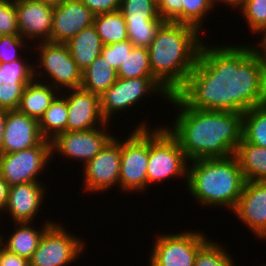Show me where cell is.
Masks as SVG:
<instances>
[{"instance_id": "12", "label": "cell", "mask_w": 266, "mask_h": 266, "mask_svg": "<svg viewBox=\"0 0 266 266\" xmlns=\"http://www.w3.org/2000/svg\"><path fill=\"white\" fill-rule=\"evenodd\" d=\"M121 164V143L112 137L101 151L84 164L85 189L100 191L119 182Z\"/></svg>"}, {"instance_id": "9", "label": "cell", "mask_w": 266, "mask_h": 266, "mask_svg": "<svg viewBox=\"0 0 266 266\" xmlns=\"http://www.w3.org/2000/svg\"><path fill=\"white\" fill-rule=\"evenodd\" d=\"M207 241L199 231L161 235L154 244L149 265L194 266L196 254Z\"/></svg>"}, {"instance_id": "2", "label": "cell", "mask_w": 266, "mask_h": 266, "mask_svg": "<svg viewBox=\"0 0 266 266\" xmlns=\"http://www.w3.org/2000/svg\"><path fill=\"white\" fill-rule=\"evenodd\" d=\"M168 100L181 111L173 130L166 129L178 141L189 162L235 154L242 139V112L189 108L175 94Z\"/></svg>"}, {"instance_id": "19", "label": "cell", "mask_w": 266, "mask_h": 266, "mask_svg": "<svg viewBox=\"0 0 266 266\" xmlns=\"http://www.w3.org/2000/svg\"><path fill=\"white\" fill-rule=\"evenodd\" d=\"M24 63L22 59L0 63V109H18L26 85L36 79L35 68Z\"/></svg>"}, {"instance_id": "33", "label": "cell", "mask_w": 266, "mask_h": 266, "mask_svg": "<svg viewBox=\"0 0 266 266\" xmlns=\"http://www.w3.org/2000/svg\"><path fill=\"white\" fill-rule=\"evenodd\" d=\"M181 4H183V24L200 30L202 18H205L207 12L212 9V0H181Z\"/></svg>"}, {"instance_id": "3", "label": "cell", "mask_w": 266, "mask_h": 266, "mask_svg": "<svg viewBox=\"0 0 266 266\" xmlns=\"http://www.w3.org/2000/svg\"><path fill=\"white\" fill-rule=\"evenodd\" d=\"M199 30L191 25L164 22L149 45L153 77L172 95L185 83L199 57Z\"/></svg>"}, {"instance_id": "17", "label": "cell", "mask_w": 266, "mask_h": 266, "mask_svg": "<svg viewBox=\"0 0 266 266\" xmlns=\"http://www.w3.org/2000/svg\"><path fill=\"white\" fill-rule=\"evenodd\" d=\"M233 213L257 237L266 238V181H245Z\"/></svg>"}, {"instance_id": "40", "label": "cell", "mask_w": 266, "mask_h": 266, "mask_svg": "<svg viewBox=\"0 0 266 266\" xmlns=\"http://www.w3.org/2000/svg\"><path fill=\"white\" fill-rule=\"evenodd\" d=\"M0 236V266H30L29 260L16 255L2 247L3 243Z\"/></svg>"}, {"instance_id": "4", "label": "cell", "mask_w": 266, "mask_h": 266, "mask_svg": "<svg viewBox=\"0 0 266 266\" xmlns=\"http://www.w3.org/2000/svg\"><path fill=\"white\" fill-rule=\"evenodd\" d=\"M192 164L186 180L191 195L202 204L234 210L245 183L237 157L196 159Z\"/></svg>"}, {"instance_id": "30", "label": "cell", "mask_w": 266, "mask_h": 266, "mask_svg": "<svg viewBox=\"0 0 266 266\" xmlns=\"http://www.w3.org/2000/svg\"><path fill=\"white\" fill-rule=\"evenodd\" d=\"M119 11L125 22L164 21L153 0H121Z\"/></svg>"}, {"instance_id": "45", "label": "cell", "mask_w": 266, "mask_h": 266, "mask_svg": "<svg viewBox=\"0 0 266 266\" xmlns=\"http://www.w3.org/2000/svg\"><path fill=\"white\" fill-rule=\"evenodd\" d=\"M40 1L44 2L45 4L57 6V5L64 3L67 0H40Z\"/></svg>"}, {"instance_id": "1", "label": "cell", "mask_w": 266, "mask_h": 266, "mask_svg": "<svg viewBox=\"0 0 266 266\" xmlns=\"http://www.w3.org/2000/svg\"><path fill=\"white\" fill-rule=\"evenodd\" d=\"M175 95L189 108L246 112L266 104V58L253 47H205Z\"/></svg>"}, {"instance_id": "35", "label": "cell", "mask_w": 266, "mask_h": 266, "mask_svg": "<svg viewBox=\"0 0 266 266\" xmlns=\"http://www.w3.org/2000/svg\"><path fill=\"white\" fill-rule=\"evenodd\" d=\"M14 0H0V35H20Z\"/></svg>"}, {"instance_id": "42", "label": "cell", "mask_w": 266, "mask_h": 266, "mask_svg": "<svg viewBox=\"0 0 266 266\" xmlns=\"http://www.w3.org/2000/svg\"><path fill=\"white\" fill-rule=\"evenodd\" d=\"M8 110L0 109V154L2 151L3 135L5 128V119Z\"/></svg>"}, {"instance_id": "31", "label": "cell", "mask_w": 266, "mask_h": 266, "mask_svg": "<svg viewBox=\"0 0 266 266\" xmlns=\"http://www.w3.org/2000/svg\"><path fill=\"white\" fill-rule=\"evenodd\" d=\"M165 21L126 22L128 40L134 47L148 48Z\"/></svg>"}, {"instance_id": "14", "label": "cell", "mask_w": 266, "mask_h": 266, "mask_svg": "<svg viewBox=\"0 0 266 266\" xmlns=\"http://www.w3.org/2000/svg\"><path fill=\"white\" fill-rule=\"evenodd\" d=\"M94 16L80 0H67L54 6L51 42L67 43L81 30L93 25Z\"/></svg>"}, {"instance_id": "22", "label": "cell", "mask_w": 266, "mask_h": 266, "mask_svg": "<svg viewBox=\"0 0 266 266\" xmlns=\"http://www.w3.org/2000/svg\"><path fill=\"white\" fill-rule=\"evenodd\" d=\"M51 87L50 84L47 86L43 82L33 79L24 89L18 110L39 121L57 97L55 88Z\"/></svg>"}, {"instance_id": "10", "label": "cell", "mask_w": 266, "mask_h": 266, "mask_svg": "<svg viewBox=\"0 0 266 266\" xmlns=\"http://www.w3.org/2000/svg\"><path fill=\"white\" fill-rule=\"evenodd\" d=\"M151 91L161 92V96L163 94L165 99L171 96L154 77L118 78L108 90L100 95L102 115L109 122L113 113L133 106L141 97Z\"/></svg>"}, {"instance_id": "44", "label": "cell", "mask_w": 266, "mask_h": 266, "mask_svg": "<svg viewBox=\"0 0 266 266\" xmlns=\"http://www.w3.org/2000/svg\"><path fill=\"white\" fill-rule=\"evenodd\" d=\"M220 1H223V2H226L228 5H231L233 8L234 7H242V5L244 4V1L245 0H220ZM219 0H216V1H214V0H212V2H213V4L215 3V2H220Z\"/></svg>"}, {"instance_id": "21", "label": "cell", "mask_w": 266, "mask_h": 266, "mask_svg": "<svg viewBox=\"0 0 266 266\" xmlns=\"http://www.w3.org/2000/svg\"><path fill=\"white\" fill-rule=\"evenodd\" d=\"M66 45L81 71L85 70L100 55L103 47L94 25L81 30Z\"/></svg>"}, {"instance_id": "39", "label": "cell", "mask_w": 266, "mask_h": 266, "mask_svg": "<svg viewBox=\"0 0 266 266\" xmlns=\"http://www.w3.org/2000/svg\"><path fill=\"white\" fill-rule=\"evenodd\" d=\"M94 15L119 10L121 0H80Z\"/></svg>"}, {"instance_id": "36", "label": "cell", "mask_w": 266, "mask_h": 266, "mask_svg": "<svg viewBox=\"0 0 266 266\" xmlns=\"http://www.w3.org/2000/svg\"><path fill=\"white\" fill-rule=\"evenodd\" d=\"M134 47L133 43L129 40L113 43L110 45H103L101 55L107 62L116 70L120 67L127 54L130 53Z\"/></svg>"}, {"instance_id": "46", "label": "cell", "mask_w": 266, "mask_h": 266, "mask_svg": "<svg viewBox=\"0 0 266 266\" xmlns=\"http://www.w3.org/2000/svg\"><path fill=\"white\" fill-rule=\"evenodd\" d=\"M156 4H158L161 0H153Z\"/></svg>"}, {"instance_id": "11", "label": "cell", "mask_w": 266, "mask_h": 266, "mask_svg": "<svg viewBox=\"0 0 266 266\" xmlns=\"http://www.w3.org/2000/svg\"><path fill=\"white\" fill-rule=\"evenodd\" d=\"M38 47L40 65L45 68L46 74L53 78L52 86H55V89L58 86L69 89L81 88L82 71L73 60L66 43L42 40Z\"/></svg>"}, {"instance_id": "8", "label": "cell", "mask_w": 266, "mask_h": 266, "mask_svg": "<svg viewBox=\"0 0 266 266\" xmlns=\"http://www.w3.org/2000/svg\"><path fill=\"white\" fill-rule=\"evenodd\" d=\"M61 225L52 224L43 234L29 260L30 266H66L82 254L84 243L65 232Z\"/></svg>"}, {"instance_id": "23", "label": "cell", "mask_w": 266, "mask_h": 266, "mask_svg": "<svg viewBox=\"0 0 266 266\" xmlns=\"http://www.w3.org/2000/svg\"><path fill=\"white\" fill-rule=\"evenodd\" d=\"M245 181H266V148L241 139L234 154Z\"/></svg>"}, {"instance_id": "25", "label": "cell", "mask_w": 266, "mask_h": 266, "mask_svg": "<svg viewBox=\"0 0 266 266\" xmlns=\"http://www.w3.org/2000/svg\"><path fill=\"white\" fill-rule=\"evenodd\" d=\"M29 223L30 222H16L15 224L19 225L18 227L20 228L15 227L16 231L11 234L8 241L5 242L3 246L8 251L28 260L31 259L34 251L37 249L44 232L53 222L46 223L41 231H37L30 227Z\"/></svg>"}, {"instance_id": "34", "label": "cell", "mask_w": 266, "mask_h": 266, "mask_svg": "<svg viewBox=\"0 0 266 266\" xmlns=\"http://www.w3.org/2000/svg\"><path fill=\"white\" fill-rule=\"evenodd\" d=\"M241 8L251 31L257 33L266 24V0H245Z\"/></svg>"}, {"instance_id": "15", "label": "cell", "mask_w": 266, "mask_h": 266, "mask_svg": "<svg viewBox=\"0 0 266 266\" xmlns=\"http://www.w3.org/2000/svg\"><path fill=\"white\" fill-rule=\"evenodd\" d=\"M73 91V93L71 92ZM71 94L65 96L68 105V121L66 131H86L95 128L96 122L101 127L107 125L102 115L100 96L82 88L71 89Z\"/></svg>"}, {"instance_id": "37", "label": "cell", "mask_w": 266, "mask_h": 266, "mask_svg": "<svg viewBox=\"0 0 266 266\" xmlns=\"http://www.w3.org/2000/svg\"><path fill=\"white\" fill-rule=\"evenodd\" d=\"M20 35H0V63L18 60L17 48L26 45Z\"/></svg>"}, {"instance_id": "43", "label": "cell", "mask_w": 266, "mask_h": 266, "mask_svg": "<svg viewBox=\"0 0 266 266\" xmlns=\"http://www.w3.org/2000/svg\"><path fill=\"white\" fill-rule=\"evenodd\" d=\"M257 32H264L263 34L265 36L260 41V42H262L261 46L263 49L258 50L257 48L256 49L253 48V51H255L257 54H260L262 57L266 58V24L262 28H260Z\"/></svg>"}, {"instance_id": "24", "label": "cell", "mask_w": 266, "mask_h": 266, "mask_svg": "<svg viewBox=\"0 0 266 266\" xmlns=\"http://www.w3.org/2000/svg\"><path fill=\"white\" fill-rule=\"evenodd\" d=\"M117 70L100 54L82 71L81 88L102 95L117 81Z\"/></svg>"}, {"instance_id": "29", "label": "cell", "mask_w": 266, "mask_h": 266, "mask_svg": "<svg viewBox=\"0 0 266 266\" xmlns=\"http://www.w3.org/2000/svg\"><path fill=\"white\" fill-rule=\"evenodd\" d=\"M117 77L123 79L153 77L147 48L133 47L117 70Z\"/></svg>"}, {"instance_id": "28", "label": "cell", "mask_w": 266, "mask_h": 266, "mask_svg": "<svg viewBox=\"0 0 266 266\" xmlns=\"http://www.w3.org/2000/svg\"><path fill=\"white\" fill-rule=\"evenodd\" d=\"M242 139L266 148V104L243 113Z\"/></svg>"}, {"instance_id": "7", "label": "cell", "mask_w": 266, "mask_h": 266, "mask_svg": "<svg viewBox=\"0 0 266 266\" xmlns=\"http://www.w3.org/2000/svg\"><path fill=\"white\" fill-rule=\"evenodd\" d=\"M50 157H52L51 141L45 139L35 147L0 154V175L9 186L36 182V176Z\"/></svg>"}, {"instance_id": "20", "label": "cell", "mask_w": 266, "mask_h": 266, "mask_svg": "<svg viewBox=\"0 0 266 266\" xmlns=\"http://www.w3.org/2000/svg\"><path fill=\"white\" fill-rule=\"evenodd\" d=\"M43 185L38 181L10 186L5 211L15 222H31L43 201Z\"/></svg>"}, {"instance_id": "32", "label": "cell", "mask_w": 266, "mask_h": 266, "mask_svg": "<svg viewBox=\"0 0 266 266\" xmlns=\"http://www.w3.org/2000/svg\"><path fill=\"white\" fill-rule=\"evenodd\" d=\"M227 254L220 245L207 241L196 254L194 266H235Z\"/></svg>"}, {"instance_id": "38", "label": "cell", "mask_w": 266, "mask_h": 266, "mask_svg": "<svg viewBox=\"0 0 266 266\" xmlns=\"http://www.w3.org/2000/svg\"><path fill=\"white\" fill-rule=\"evenodd\" d=\"M159 16L165 22L183 23V4L181 0H161L157 4Z\"/></svg>"}, {"instance_id": "13", "label": "cell", "mask_w": 266, "mask_h": 266, "mask_svg": "<svg viewBox=\"0 0 266 266\" xmlns=\"http://www.w3.org/2000/svg\"><path fill=\"white\" fill-rule=\"evenodd\" d=\"M100 128L86 131H65L51 141L52 154L55 150L68 158L89 162L113 137Z\"/></svg>"}, {"instance_id": "18", "label": "cell", "mask_w": 266, "mask_h": 266, "mask_svg": "<svg viewBox=\"0 0 266 266\" xmlns=\"http://www.w3.org/2000/svg\"><path fill=\"white\" fill-rule=\"evenodd\" d=\"M14 3L20 36L51 41L54 6L40 0H14Z\"/></svg>"}, {"instance_id": "6", "label": "cell", "mask_w": 266, "mask_h": 266, "mask_svg": "<svg viewBox=\"0 0 266 266\" xmlns=\"http://www.w3.org/2000/svg\"><path fill=\"white\" fill-rule=\"evenodd\" d=\"M142 123L121 143L119 185L124 191L144 190L147 187L149 131Z\"/></svg>"}, {"instance_id": "16", "label": "cell", "mask_w": 266, "mask_h": 266, "mask_svg": "<svg viewBox=\"0 0 266 266\" xmlns=\"http://www.w3.org/2000/svg\"><path fill=\"white\" fill-rule=\"evenodd\" d=\"M43 140L37 119L18 109L7 111L1 154L26 150L37 146Z\"/></svg>"}, {"instance_id": "27", "label": "cell", "mask_w": 266, "mask_h": 266, "mask_svg": "<svg viewBox=\"0 0 266 266\" xmlns=\"http://www.w3.org/2000/svg\"><path fill=\"white\" fill-rule=\"evenodd\" d=\"M93 25L103 45L128 40L126 22L119 10L95 15Z\"/></svg>"}, {"instance_id": "41", "label": "cell", "mask_w": 266, "mask_h": 266, "mask_svg": "<svg viewBox=\"0 0 266 266\" xmlns=\"http://www.w3.org/2000/svg\"><path fill=\"white\" fill-rule=\"evenodd\" d=\"M10 186L0 175V212L5 210Z\"/></svg>"}, {"instance_id": "26", "label": "cell", "mask_w": 266, "mask_h": 266, "mask_svg": "<svg viewBox=\"0 0 266 266\" xmlns=\"http://www.w3.org/2000/svg\"><path fill=\"white\" fill-rule=\"evenodd\" d=\"M68 105L64 97L57 95L44 115L40 118L39 128L45 140L52 141L66 131ZM53 133V134H52Z\"/></svg>"}, {"instance_id": "5", "label": "cell", "mask_w": 266, "mask_h": 266, "mask_svg": "<svg viewBox=\"0 0 266 266\" xmlns=\"http://www.w3.org/2000/svg\"><path fill=\"white\" fill-rule=\"evenodd\" d=\"M187 158L178 141L166 128L149 132V159L147 165V186L161 182L168 177L188 174ZM174 175V176H173Z\"/></svg>"}]
</instances>
